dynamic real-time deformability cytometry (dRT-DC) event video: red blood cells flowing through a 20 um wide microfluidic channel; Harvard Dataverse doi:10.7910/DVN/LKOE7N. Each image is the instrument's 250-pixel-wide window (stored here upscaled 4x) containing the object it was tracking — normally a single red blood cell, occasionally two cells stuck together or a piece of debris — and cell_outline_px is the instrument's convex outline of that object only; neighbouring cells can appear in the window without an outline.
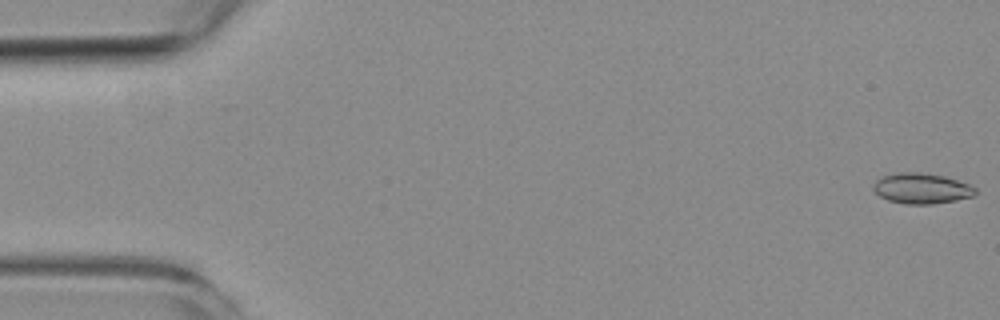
{"species": "common noctule bat (a hibernating species)", "species_latin": "Nyctalus noctula", "temperature_condition": "room temperature", "stored_images_in_passage": 7, "camera_frame_rate_fps": 3000, "um_per_image_px": 0.085, "animal": {"sex": "female", "body_mass_g": 19.3, "forearm_length_mm": 54.1}, "frame": {"image": 1, "passage_image": 1, "time_ms": 0.0, "image_size_px": [1000, 320], "cell_outline_px": [[976, 192], [972, 196], [956, 200], [932, 204], [904, 204], [888, 200], [880, 196], [872, 188], [876, 180], [880, 176], [896, 172], [920, 172], [944, 176], [968, 184], [976, 188]], "centroid_in_image_um": [78.29, 16.01], "position_along_channel_um": 6.7, "area_um2": 18.15}}
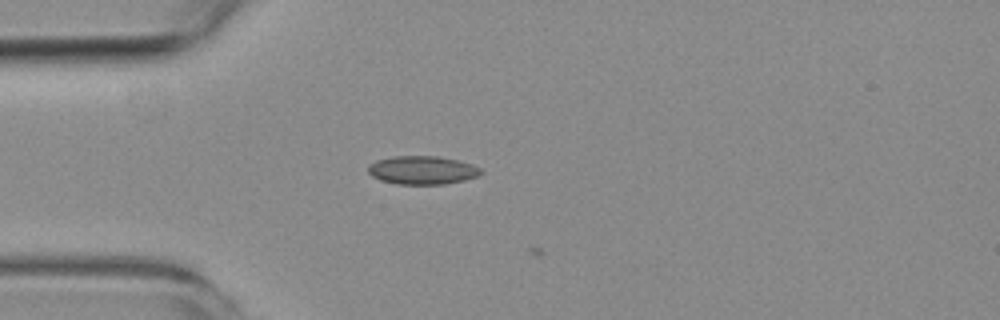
{"frame": {"image": 2, "passage_image": 5, "time_ms": 4.667, "image_size_px": [1000, 320], "cell_outline_px": [[484, 172], [480, 176], [464, 180], [444, 184], [396, 184], [380, 180], [372, 176], [368, 172], [368, 164], [376, 160], [392, 156], [436, 156], [456, 160], [472, 164], [480, 168]], "centroid_in_image_um": [35.89, 14.46], "position_along_channel_um": 49.1, "area_um2": 18.79}}